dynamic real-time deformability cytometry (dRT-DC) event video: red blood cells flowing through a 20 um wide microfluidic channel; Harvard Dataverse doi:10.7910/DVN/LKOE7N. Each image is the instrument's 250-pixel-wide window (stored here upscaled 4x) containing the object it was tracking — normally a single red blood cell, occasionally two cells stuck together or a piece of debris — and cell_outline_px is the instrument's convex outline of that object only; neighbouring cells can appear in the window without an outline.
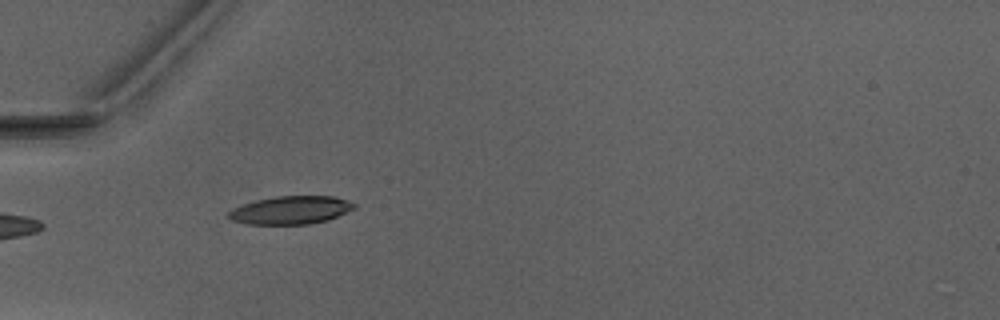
{"species": "Egyptian fruit bat (a non-hibernating species)", "species_latin": "Rousettus aegyptiacus", "temperature_condition": "warm", "stored_images_in_passage": 4, "camera_frame_rate_fps": 3000, "um_per_image_px": 0.085, "animal": {"sex": "male"}, "frame": {"image": 1, "passage_image": 1, "time_ms": 0.0, "image_size_px": [1000, 320], "cell_outline_px": [[356, 208], [328, 220], [308, 224], [248, 224], [232, 220], [228, 216], [228, 212], [232, 208], [256, 200], [276, 196], [336, 196], [356, 204]], "centroid_in_image_um": [24.73, 17.85], "position_along_channel_um": 60.3, "area_um2": 20.52}}